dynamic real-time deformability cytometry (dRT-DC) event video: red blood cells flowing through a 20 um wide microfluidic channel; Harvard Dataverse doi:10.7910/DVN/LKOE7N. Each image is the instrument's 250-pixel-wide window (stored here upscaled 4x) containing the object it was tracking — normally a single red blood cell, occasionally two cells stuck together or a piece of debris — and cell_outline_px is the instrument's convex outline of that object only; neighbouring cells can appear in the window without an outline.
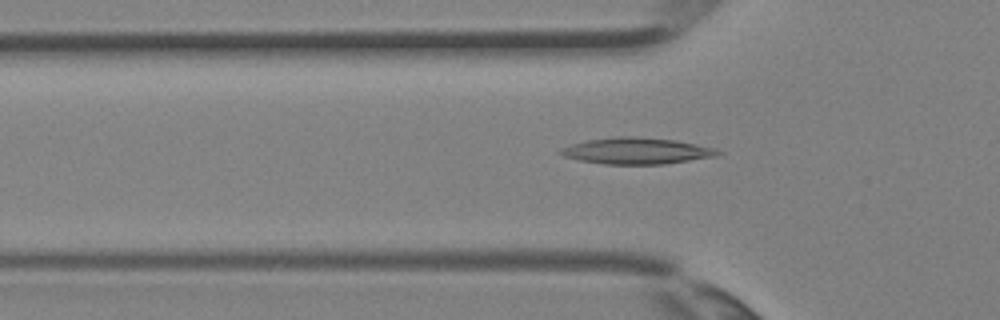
{"species": "Egyptian fruit bat (a non-hibernating species)", "species_latin": "Rousettus aegyptiacus", "temperature_condition": "room temperature", "stored_images_in_passage": 5, "camera_frame_rate_fps": 3000, "um_per_image_px": 0.085, "animal": {"sex": "female"}, "frame": {"image": 1, "passage_image": 5, "time_ms": 1.333, "image_size_px": [1000, 320], "cell_outline_px": [[724, 152], [716, 156], [664, 164], [604, 164], [580, 160], [564, 156], [556, 152], [560, 148], [572, 144], [588, 140], [616, 136], [632, 136], [676, 140], [716, 148]], "centroid_in_image_um": [54.12, 12.82], "position_along_channel_um": 71.7, "area_um2": 24.16}}